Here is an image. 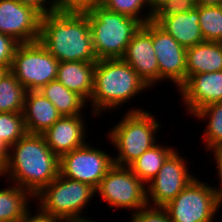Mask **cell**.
Here are the masks:
<instances>
[{"label": "cell", "mask_w": 222, "mask_h": 222, "mask_svg": "<svg viewBox=\"0 0 222 222\" xmlns=\"http://www.w3.org/2000/svg\"><path fill=\"white\" fill-rule=\"evenodd\" d=\"M39 41L59 62L98 60L83 7L61 8L42 15Z\"/></svg>", "instance_id": "6da1fadb"}, {"label": "cell", "mask_w": 222, "mask_h": 222, "mask_svg": "<svg viewBox=\"0 0 222 222\" xmlns=\"http://www.w3.org/2000/svg\"><path fill=\"white\" fill-rule=\"evenodd\" d=\"M58 175L59 157L51 151L42 134L26 133L9 147L5 160L8 183L13 182L35 197Z\"/></svg>", "instance_id": "7a4b0ae2"}, {"label": "cell", "mask_w": 222, "mask_h": 222, "mask_svg": "<svg viewBox=\"0 0 222 222\" xmlns=\"http://www.w3.org/2000/svg\"><path fill=\"white\" fill-rule=\"evenodd\" d=\"M149 88L137 72L121 58L99 59L94 70V89L89 103L92 114L100 116ZM104 110V111H103Z\"/></svg>", "instance_id": "3957f363"}, {"label": "cell", "mask_w": 222, "mask_h": 222, "mask_svg": "<svg viewBox=\"0 0 222 222\" xmlns=\"http://www.w3.org/2000/svg\"><path fill=\"white\" fill-rule=\"evenodd\" d=\"M83 8L87 12L97 59L122 58L142 24L134 18L108 10L99 2L88 3Z\"/></svg>", "instance_id": "277c9868"}, {"label": "cell", "mask_w": 222, "mask_h": 222, "mask_svg": "<svg viewBox=\"0 0 222 222\" xmlns=\"http://www.w3.org/2000/svg\"><path fill=\"white\" fill-rule=\"evenodd\" d=\"M160 121L155 115L144 109H129L127 113L108 132V140L118 150L114 164L129 166L146 150L157 144L156 133L160 129ZM155 135V136H154Z\"/></svg>", "instance_id": "5b68a950"}, {"label": "cell", "mask_w": 222, "mask_h": 222, "mask_svg": "<svg viewBox=\"0 0 222 222\" xmlns=\"http://www.w3.org/2000/svg\"><path fill=\"white\" fill-rule=\"evenodd\" d=\"M95 194L91 185L59 174L35 199L40 201L38 208L59 220L82 219L87 218L83 209Z\"/></svg>", "instance_id": "8992f818"}, {"label": "cell", "mask_w": 222, "mask_h": 222, "mask_svg": "<svg viewBox=\"0 0 222 222\" xmlns=\"http://www.w3.org/2000/svg\"><path fill=\"white\" fill-rule=\"evenodd\" d=\"M59 61L38 40L20 43L10 71L28 91H39L57 78Z\"/></svg>", "instance_id": "52a82bcc"}, {"label": "cell", "mask_w": 222, "mask_h": 222, "mask_svg": "<svg viewBox=\"0 0 222 222\" xmlns=\"http://www.w3.org/2000/svg\"><path fill=\"white\" fill-rule=\"evenodd\" d=\"M221 204L215 186L193 178L164 208L170 222H212Z\"/></svg>", "instance_id": "ba28073f"}, {"label": "cell", "mask_w": 222, "mask_h": 222, "mask_svg": "<svg viewBox=\"0 0 222 222\" xmlns=\"http://www.w3.org/2000/svg\"><path fill=\"white\" fill-rule=\"evenodd\" d=\"M95 191L109 204V209L127 208L136 213L148 205L146 185L127 166L114 164Z\"/></svg>", "instance_id": "9c48e42d"}, {"label": "cell", "mask_w": 222, "mask_h": 222, "mask_svg": "<svg viewBox=\"0 0 222 222\" xmlns=\"http://www.w3.org/2000/svg\"><path fill=\"white\" fill-rule=\"evenodd\" d=\"M113 165V155L111 157L109 153L86 143L59 157V174L96 189Z\"/></svg>", "instance_id": "30bf717a"}, {"label": "cell", "mask_w": 222, "mask_h": 222, "mask_svg": "<svg viewBox=\"0 0 222 222\" xmlns=\"http://www.w3.org/2000/svg\"><path fill=\"white\" fill-rule=\"evenodd\" d=\"M175 150L163 163L157 175L146 185L148 206L164 207L195 178L183 156ZM152 203V205H151Z\"/></svg>", "instance_id": "8fae6325"}, {"label": "cell", "mask_w": 222, "mask_h": 222, "mask_svg": "<svg viewBox=\"0 0 222 222\" xmlns=\"http://www.w3.org/2000/svg\"><path fill=\"white\" fill-rule=\"evenodd\" d=\"M42 14L18 0H0V33L18 43H30L40 38Z\"/></svg>", "instance_id": "7c38bea8"}, {"label": "cell", "mask_w": 222, "mask_h": 222, "mask_svg": "<svg viewBox=\"0 0 222 222\" xmlns=\"http://www.w3.org/2000/svg\"><path fill=\"white\" fill-rule=\"evenodd\" d=\"M152 44L159 65V81H171L178 89L186 81V49L153 21Z\"/></svg>", "instance_id": "4fadbf2b"}, {"label": "cell", "mask_w": 222, "mask_h": 222, "mask_svg": "<svg viewBox=\"0 0 222 222\" xmlns=\"http://www.w3.org/2000/svg\"><path fill=\"white\" fill-rule=\"evenodd\" d=\"M152 88L159 83V65L152 44V21L143 24L134 34L121 58Z\"/></svg>", "instance_id": "5bb4252c"}, {"label": "cell", "mask_w": 222, "mask_h": 222, "mask_svg": "<svg viewBox=\"0 0 222 222\" xmlns=\"http://www.w3.org/2000/svg\"><path fill=\"white\" fill-rule=\"evenodd\" d=\"M178 91L190 115L209 104L222 102V70L188 76Z\"/></svg>", "instance_id": "9a60e30c"}, {"label": "cell", "mask_w": 222, "mask_h": 222, "mask_svg": "<svg viewBox=\"0 0 222 222\" xmlns=\"http://www.w3.org/2000/svg\"><path fill=\"white\" fill-rule=\"evenodd\" d=\"M83 115L61 116L42 136L58 157L86 144L87 133Z\"/></svg>", "instance_id": "2e32d148"}, {"label": "cell", "mask_w": 222, "mask_h": 222, "mask_svg": "<svg viewBox=\"0 0 222 222\" xmlns=\"http://www.w3.org/2000/svg\"><path fill=\"white\" fill-rule=\"evenodd\" d=\"M162 29L185 49L204 42L199 25V10L195 7L186 13L171 17H152Z\"/></svg>", "instance_id": "e0dca14e"}, {"label": "cell", "mask_w": 222, "mask_h": 222, "mask_svg": "<svg viewBox=\"0 0 222 222\" xmlns=\"http://www.w3.org/2000/svg\"><path fill=\"white\" fill-rule=\"evenodd\" d=\"M62 115L39 91H28L25 95L23 118L27 133L43 134Z\"/></svg>", "instance_id": "ac0fdd59"}, {"label": "cell", "mask_w": 222, "mask_h": 222, "mask_svg": "<svg viewBox=\"0 0 222 222\" xmlns=\"http://www.w3.org/2000/svg\"><path fill=\"white\" fill-rule=\"evenodd\" d=\"M95 66L96 62H59L56 80L87 102L94 89Z\"/></svg>", "instance_id": "d6986e66"}, {"label": "cell", "mask_w": 222, "mask_h": 222, "mask_svg": "<svg viewBox=\"0 0 222 222\" xmlns=\"http://www.w3.org/2000/svg\"><path fill=\"white\" fill-rule=\"evenodd\" d=\"M222 70L220 42L204 41L186 49V77Z\"/></svg>", "instance_id": "ffe728a7"}, {"label": "cell", "mask_w": 222, "mask_h": 222, "mask_svg": "<svg viewBox=\"0 0 222 222\" xmlns=\"http://www.w3.org/2000/svg\"><path fill=\"white\" fill-rule=\"evenodd\" d=\"M39 92L50 100L62 116L82 115V109L86 108L87 102L80 95L67 89L57 80L49 82Z\"/></svg>", "instance_id": "44dd1931"}, {"label": "cell", "mask_w": 222, "mask_h": 222, "mask_svg": "<svg viewBox=\"0 0 222 222\" xmlns=\"http://www.w3.org/2000/svg\"><path fill=\"white\" fill-rule=\"evenodd\" d=\"M12 184L0 189V222H18L28 211L29 199H35L27 190Z\"/></svg>", "instance_id": "7402d4cb"}, {"label": "cell", "mask_w": 222, "mask_h": 222, "mask_svg": "<svg viewBox=\"0 0 222 222\" xmlns=\"http://www.w3.org/2000/svg\"><path fill=\"white\" fill-rule=\"evenodd\" d=\"M174 151L172 147L155 144L128 167L146 185L157 175L163 163Z\"/></svg>", "instance_id": "603a6c76"}, {"label": "cell", "mask_w": 222, "mask_h": 222, "mask_svg": "<svg viewBox=\"0 0 222 222\" xmlns=\"http://www.w3.org/2000/svg\"><path fill=\"white\" fill-rule=\"evenodd\" d=\"M27 90L10 71L0 80V113L23 112Z\"/></svg>", "instance_id": "cb8c5ba5"}, {"label": "cell", "mask_w": 222, "mask_h": 222, "mask_svg": "<svg viewBox=\"0 0 222 222\" xmlns=\"http://www.w3.org/2000/svg\"><path fill=\"white\" fill-rule=\"evenodd\" d=\"M194 117L208 119L207 129L204 130L203 139L207 150L222 145V102L212 103L198 110Z\"/></svg>", "instance_id": "d4e9b609"}, {"label": "cell", "mask_w": 222, "mask_h": 222, "mask_svg": "<svg viewBox=\"0 0 222 222\" xmlns=\"http://www.w3.org/2000/svg\"><path fill=\"white\" fill-rule=\"evenodd\" d=\"M199 10V25L204 41L220 42L222 40V5L201 6Z\"/></svg>", "instance_id": "484cf974"}, {"label": "cell", "mask_w": 222, "mask_h": 222, "mask_svg": "<svg viewBox=\"0 0 222 222\" xmlns=\"http://www.w3.org/2000/svg\"><path fill=\"white\" fill-rule=\"evenodd\" d=\"M99 3L108 10L138 20L142 25L152 21L153 10L151 9L150 0H99ZM144 8H149L147 9L148 11L145 12L146 14L141 13Z\"/></svg>", "instance_id": "4316f807"}, {"label": "cell", "mask_w": 222, "mask_h": 222, "mask_svg": "<svg viewBox=\"0 0 222 222\" xmlns=\"http://www.w3.org/2000/svg\"><path fill=\"white\" fill-rule=\"evenodd\" d=\"M26 133L23 112L0 113V138L8 147L14 145Z\"/></svg>", "instance_id": "83f0119b"}, {"label": "cell", "mask_w": 222, "mask_h": 222, "mask_svg": "<svg viewBox=\"0 0 222 222\" xmlns=\"http://www.w3.org/2000/svg\"><path fill=\"white\" fill-rule=\"evenodd\" d=\"M196 7V0H168L162 2L154 11L153 17H171L186 13Z\"/></svg>", "instance_id": "f1b7e54d"}, {"label": "cell", "mask_w": 222, "mask_h": 222, "mask_svg": "<svg viewBox=\"0 0 222 222\" xmlns=\"http://www.w3.org/2000/svg\"><path fill=\"white\" fill-rule=\"evenodd\" d=\"M131 222H170L164 207L146 206L136 213H131Z\"/></svg>", "instance_id": "f546056e"}, {"label": "cell", "mask_w": 222, "mask_h": 222, "mask_svg": "<svg viewBox=\"0 0 222 222\" xmlns=\"http://www.w3.org/2000/svg\"><path fill=\"white\" fill-rule=\"evenodd\" d=\"M18 43L9 35L0 33V66H11Z\"/></svg>", "instance_id": "4dcf8cb0"}, {"label": "cell", "mask_w": 222, "mask_h": 222, "mask_svg": "<svg viewBox=\"0 0 222 222\" xmlns=\"http://www.w3.org/2000/svg\"><path fill=\"white\" fill-rule=\"evenodd\" d=\"M18 1L23 4L34 7L42 15L58 11L59 9L62 8L58 0H18Z\"/></svg>", "instance_id": "1f68e13d"}, {"label": "cell", "mask_w": 222, "mask_h": 222, "mask_svg": "<svg viewBox=\"0 0 222 222\" xmlns=\"http://www.w3.org/2000/svg\"><path fill=\"white\" fill-rule=\"evenodd\" d=\"M38 210L39 212L33 216L29 208L26 214L18 222H59V219L44 213L40 208H38Z\"/></svg>", "instance_id": "d6a6232c"}, {"label": "cell", "mask_w": 222, "mask_h": 222, "mask_svg": "<svg viewBox=\"0 0 222 222\" xmlns=\"http://www.w3.org/2000/svg\"><path fill=\"white\" fill-rule=\"evenodd\" d=\"M211 152L214 153V156H215L214 160L216 162V168H218L216 170L218 171V176H219L218 178H220L219 180L221 183V186H219V189L217 188V186L215 188L219 195L220 200L222 201V145L212 148Z\"/></svg>", "instance_id": "836d02e7"}, {"label": "cell", "mask_w": 222, "mask_h": 222, "mask_svg": "<svg viewBox=\"0 0 222 222\" xmlns=\"http://www.w3.org/2000/svg\"><path fill=\"white\" fill-rule=\"evenodd\" d=\"M62 8H81L91 2H99V0H58Z\"/></svg>", "instance_id": "e575fe53"}, {"label": "cell", "mask_w": 222, "mask_h": 222, "mask_svg": "<svg viewBox=\"0 0 222 222\" xmlns=\"http://www.w3.org/2000/svg\"><path fill=\"white\" fill-rule=\"evenodd\" d=\"M9 147L0 138V157L5 161L8 157Z\"/></svg>", "instance_id": "d590c367"}, {"label": "cell", "mask_w": 222, "mask_h": 222, "mask_svg": "<svg viewBox=\"0 0 222 222\" xmlns=\"http://www.w3.org/2000/svg\"><path fill=\"white\" fill-rule=\"evenodd\" d=\"M196 5H201V6L222 5V0H196Z\"/></svg>", "instance_id": "8d00e7d4"}, {"label": "cell", "mask_w": 222, "mask_h": 222, "mask_svg": "<svg viewBox=\"0 0 222 222\" xmlns=\"http://www.w3.org/2000/svg\"><path fill=\"white\" fill-rule=\"evenodd\" d=\"M11 66H0V80L10 72Z\"/></svg>", "instance_id": "74e56055"}, {"label": "cell", "mask_w": 222, "mask_h": 222, "mask_svg": "<svg viewBox=\"0 0 222 222\" xmlns=\"http://www.w3.org/2000/svg\"><path fill=\"white\" fill-rule=\"evenodd\" d=\"M59 222H95L90 218L59 220Z\"/></svg>", "instance_id": "f35d334b"}, {"label": "cell", "mask_w": 222, "mask_h": 222, "mask_svg": "<svg viewBox=\"0 0 222 222\" xmlns=\"http://www.w3.org/2000/svg\"><path fill=\"white\" fill-rule=\"evenodd\" d=\"M164 1H168V0H150L151 9L154 11Z\"/></svg>", "instance_id": "ab89813d"}, {"label": "cell", "mask_w": 222, "mask_h": 222, "mask_svg": "<svg viewBox=\"0 0 222 222\" xmlns=\"http://www.w3.org/2000/svg\"><path fill=\"white\" fill-rule=\"evenodd\" d=\"M2 176L5 177V161L0 157V177Z\"/></svg>", "instance_id": "60d3db41"}]
</instances>
